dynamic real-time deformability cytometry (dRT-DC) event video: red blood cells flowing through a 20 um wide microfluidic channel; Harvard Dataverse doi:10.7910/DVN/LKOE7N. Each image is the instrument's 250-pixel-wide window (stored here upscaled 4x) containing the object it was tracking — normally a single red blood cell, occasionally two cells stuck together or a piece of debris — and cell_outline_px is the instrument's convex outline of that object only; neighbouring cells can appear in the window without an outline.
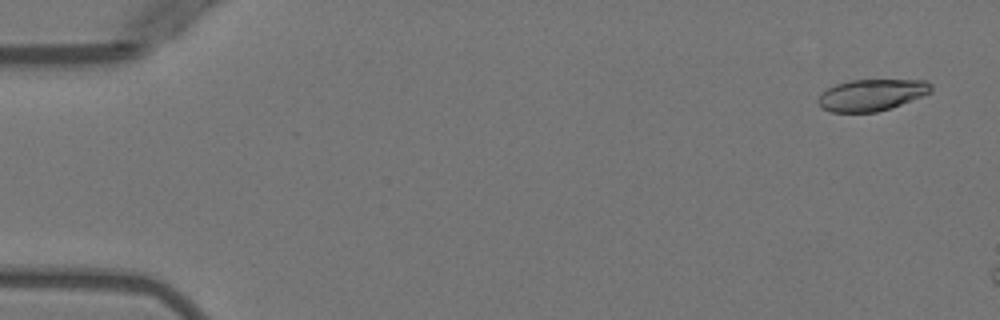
{"species": "Egyptian fruit bat (a non-hibernating species)", "species_latin": "Rousettus aegyptiacus", "temperature_condition": "warm", "stored_images_in_passage": 3, "camera_frame_rate_fps": 3000, "um_per_image_px": 0.085, "animal": {"sex": "female"}, "frame": {"image": 1, "passage_image": 1, "time_ms": 0.0, "image_size_px": [1000, 320], "cell_outline_px": [[932, 92], [900, 104], [876, 112], [832, 112], [820, 108], [816, 100], [820, 92], [836, 84], [848, 80], [928, 80], [932, 84]], "centroid_in_image_um": [74.04, 8.06], "position_along_channel_um": 11.0, "area_um2": 20.87}}